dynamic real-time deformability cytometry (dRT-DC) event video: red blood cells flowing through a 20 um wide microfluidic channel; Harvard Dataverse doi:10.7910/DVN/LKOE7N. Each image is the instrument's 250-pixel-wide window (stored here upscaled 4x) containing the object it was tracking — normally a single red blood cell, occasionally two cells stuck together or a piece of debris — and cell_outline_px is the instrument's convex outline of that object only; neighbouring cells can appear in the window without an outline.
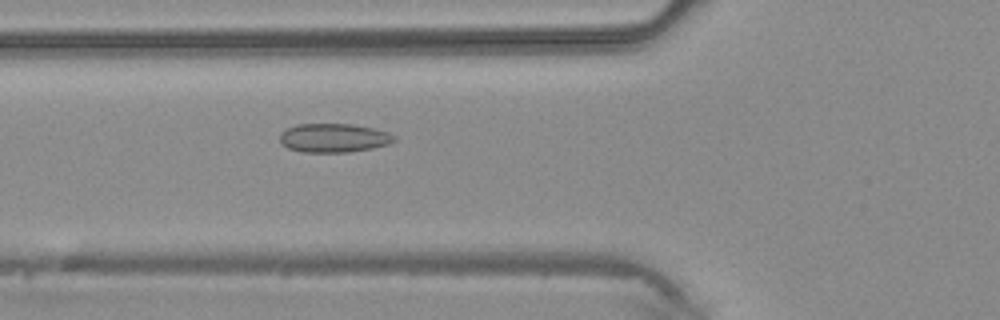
{"species": "common noctule bat (a hibernating species)", "species_latin": "Nyctalus noctula", "temperature_condition": "warm", "stored_images_in_passage": 42, "camera_frame_rate_fps": 3000, "um_per_image_px": 0.085, "animal": {"sex": "male", "body_mass_g": 20.4}, "frame": {"image": 1, "passage_image": 16, "time_ms": 5.0, "image_size_px": [1000, 320], "cell_outline_px": [[396, 140], [388, 144], [372, 148], [348, 152], [304, 152], [288, 148], [280, 144], [280, 132], [296, 124], [352, 124], [376, 128], [388, 132], [396, 136]], "centroid_in_image_um": [28.37, 11.72], "position_along_channel_um": 97.4, "area_um2": 19.36}}
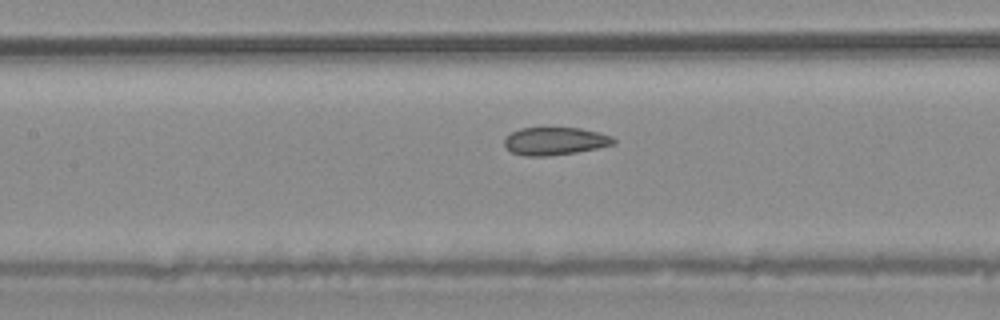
{"frame": {"image": 2, "passage_image": 20, "time_ms": 6.333, "image_size_px": [1000, 320], "cell_outline_px": [[616, 144], [576, 152], [548, 156], [524, 156], [512, 152], [504, 144], [504, 140], [512, 132], [520, 128], [580, 128], [600, 132], [612, 136], [616, 140]], "centroid_in_image_um": [47.21, 11.99], "position_along_channel_um": 160.2, "area_um2": 17.63}}
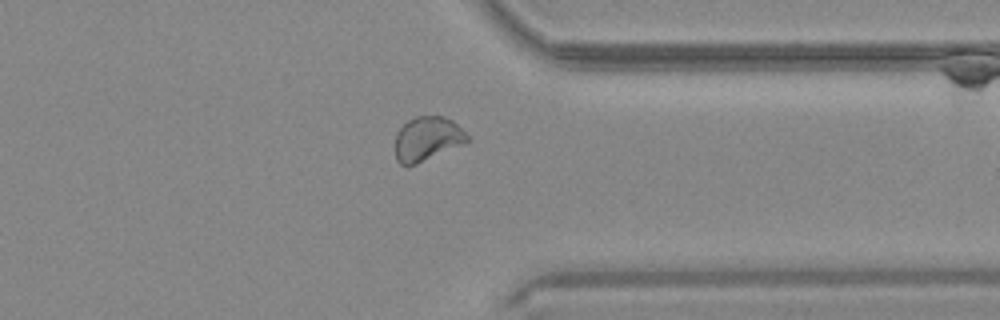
{"frame": {"image": 3, "passage_image": 34, "time_ms": 11.0, "image_size_px": [1000, 320], "cell_outline_px": [[468, 140], [416, 164], [400, 164], [396, 160], [396, 132], [408, 120], [416, 116], [444, 116], [452, 120], [468, 136]], "centroid_in_image_um": [36.26, 11.76], "position_along_channel_um": 375.1, "area_um2": 17.92}}